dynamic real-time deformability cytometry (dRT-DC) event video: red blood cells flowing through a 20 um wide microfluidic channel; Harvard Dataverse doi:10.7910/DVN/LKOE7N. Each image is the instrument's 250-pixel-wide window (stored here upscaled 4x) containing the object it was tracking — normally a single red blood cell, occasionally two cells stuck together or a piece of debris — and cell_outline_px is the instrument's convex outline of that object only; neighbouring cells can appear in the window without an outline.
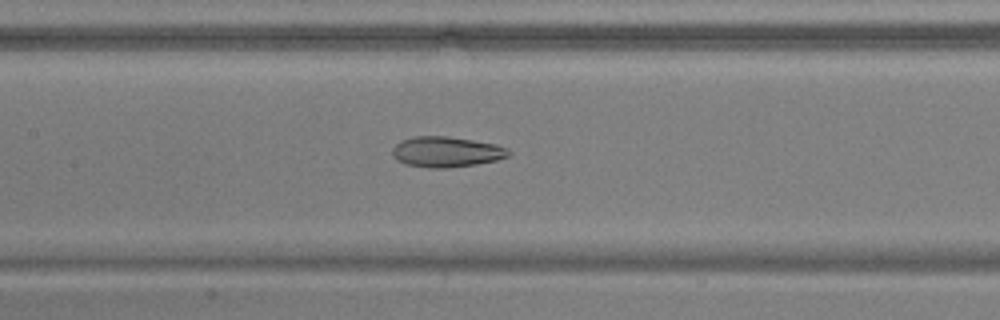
{"species": "common noctule bat (a hibernating species)", "species_latin": "Nyctalus noctula", "temperature_condition": "warm", "stored_images_in_passage": 54, "camera_frame_rate_fps": 3000, "um_per_image_px": 0.085, "animal": {"sex": "male", "body_mass_g": 17.9, "forearm_length_mm": 54.2}, "frame": {"image": 1, "passage_image": 26, "time_ms": 8.333, "image_size_px": [1000, 320], "cell_outline_px": [[512, 152], [508, 156], [496, 160], [476, 164], [444, 168], [428, 168], [404, 164], [396, 160], [392, 156], [392, 148], [400, 140], [412, 136], [448, 136], [496, 144], [508, 148]], "centroid_in_image_um": [37.9, 12.9], "position_along_channel_um": 169.5, "area_um2": 20.87}}
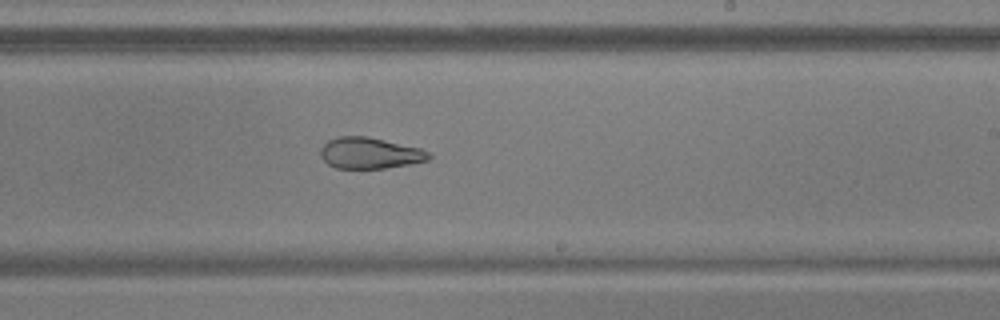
{"frame": {"image": 2, "passage_image": 33, "time_ms": 10.667, "image_size_px": [1000, 320], "cell_outline_px": [[432, 156], [428, 160], [408, 164], [384, 168], [336, 168], [328, 164], [320, 156], [320, 148], [328, 140], [340, 136], [368, 136], [420, 148], [428, 152]], "centroid_in_image_um": [31.41, 13.0], "position_along_channel_um": 257.6, "area_um2": 19.59}}
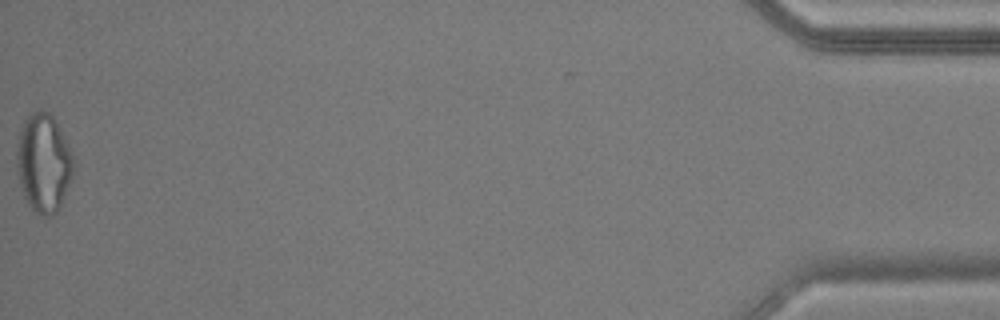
{"frame": {"image": 3, "passage_image": 54, "time_ms": 17.667, "image_size_px": [1000, 320], "cell_outline_px": [[76, 164], [72, 176], [60, 204], [56, 212], [52, 216], [44, 216], [36, 212], [28, 204], [24, 196], [16, 172], [16, 152], [20, 128], [24, 120], [32, 112], [40, 108], [48, 112], [52, 116], [72, 152]], "centroid_in_image_um": [3.69, 13.83], "position_along_channel_um": 431.5, "area_um2": 32.6}, "authors_computed_cell_mechanics": {"area_um2": 25.2875, "velocity_mm_per_s": 3.7973, "shape_relaxation_time_tau1_ms": null, "shape_relaxation_time_tau2_ms": 2.5283, "deformation_change_tau1": null, "deformation_change_tau2": 0.1038}}